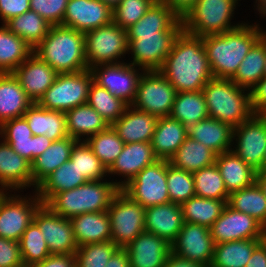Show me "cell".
Segmentation results:
<instances>
[{
	"mask_svg": "<svg viewBox=\"0 0 266 267\" xmlns=\"http://www.w3.org/2000/svg\"><path fill=\"white\" fill-rule=\"evenodd\" d=\"M158 71L177 92L201 91L214 78L202 37L184 30L176 37L170 53Z\"/></svg>",
	"mask_w": 266,
	"mask_h": 267,
	"instance_id": "1",
	"label": "cell"
},
{
	"mask_svg": "<svg viewBox=\"0 0 266 267\" xmlns=\"http://www.w3.org/2000/svg\"><path fill=\"white\" fill-rule=\"evenodd\" d=\"M245 21L234 30L202 37L214 78L231 79L266 29L258 20L249 22L246 19Z\"/></svg>",
	"mask_w": 266,
	"mask_h": 267,
	"instance_id": "2",
	"label": "cell"
},
{
	"mask_svg": "<svg viewBox=\"0 0 266 267\" xmlns=\"http://www.w3.org/2000/svg\"><path fill=\"white\" fill-rule=\"evenodd\" d=\"M33 53L58 74L88 69L85 58V34L62 25L51 26Z\"/></svg>",
	"mask_w": 266,
	"mask_h": 267,
	"instance_id": "3",
	"label": "cell"
},
{
	"mask_svg": "<svg viewBox=\"0 0 266 267\" xmlns=\"http://www.w3.org/2000/svg\"><path fill=\"white\" fill-rule=\"evenodd\" d=\"M120 188L109 178L87 181L71 190L54 194L44 205L64 218L89 212H104Z\"/></svg>",
	"mask_w": 266,
	"mask_h": 267,
	"instance_id": "4",
	"label": "cell"
},
{
	"mask_svg": "<svg viewBox=\"0 0 266 267\" xmlns=\"http://www.w3.org/2000/svg\"><path fill=\"white\" fill-rule=\"evenodd\" d=\"M208 115L235 128L253 114L250 91L231 79L212 78L203 87Z\"/></svg>",
	"mask_w": 266,
	"mask_h": 267,
	"instance_id": "5",
	"label": "cell"
},
{
	"mask_svg": "<svg viewBox=\"0 0 266 267\" xmlns=\"http://www.w3.org/2000/svg\"><path fill=\"white\" fill-rule=\"evenodd\" d=\"M242 0H197L182 18L183 30L204 37L234 30L245 21H233ZM238 8V9H237ZM232 20V21H231Z\"/></svg>",
	"mask_w": 266,
	"mask_h": 267,
	"instance_id": "6",
	"label": "cell"
},
{
	"mask_svg": "<svg viewBox=\"0 0 266 267\" xmlns=\"http://www.w3.org/2000/svg\"><path fill=\"white\" fill-rule=\"evenodd\" d=\"M182 30L183 22L181 18L168 31L127 34L128 55L131 57L127 62L145 71L159 70L170 53L176 37Z\"/></svg>",
	"mask_w": 266,
	"mask_h": 267,
	"instance_id": "7",
	"label": "cell"
},
{
	"mask_svg": "<svg viewBox=\"0 0 266 267\" xmlns=\"http://www.w3.org/2000/svg\"><path fill=\"white\" fill-rule=\"evenodd\" d=\"M30 192H0V237L19 242L43 204L36 191Z\"/></svg>",
	"mask_w": 266,
	"mask_h": 267,
	"instance_id": "8",
	"label": "cell"
},
{
	"mask_svg": "<svg viewBox=\"0 0 266 267\" xmlns=\"http://www.w3.org/2000/svg\"><path fill=\"white\" fill-rule=\"evenodd\" d=\"M126 55L128 56L127 32L116 23L112 22L85 33L88 69L100 64L125 62Z\"/></svg>",
	"mask_w": 266,
	"mask_h": 267,
	"instance_id": "9",
	"label": "cell"
},
{
	"mask_svg": "<svg viewBox=\"0 0 266 267\" xmlns=\"http://www.w3.org/2000/svg\"><path fill=\"white\" fill-rule=\"evenodd\" d=\"M92 82L90 69L76 73H59L37 103L48 110L66 112L87 103Z\"/></svg>",
	"mask_w": 266,
	"mask_h": 267,
	"instance_id": "10",
	"label": "cell"
},
{
	"mask_svg": "<svg viewBox=\"0 0 266 267\" xmlns=\"http://www.w3.org/2000/svg\"><path fill=\"white\" fill-rule=\"evenodd\" d=\"M107 212L110 218L111 241L119 248H125L145 231V208L121 190L112 199Z\"/></svg>",
	"mask_w": 266,
	"mask_h": 267,
	"instance_id": "11",
	"label": "cell"
},
{
	"mask_svg": "<svg viewBox=\"0 0 266 267\" xmlns=\"http://www.w3.org/2000/svg\"><path fill=\"white\" fill-rule=\"evenodd\" d=\"M177 91L158 71H144L139 79L136 97L131 106L160 117L170 116Z\"/></svg>",
	"mask_w": 266,
	"mask_h": 267,
	"instance_id": "12",
	"label": "cell"
},
{
	"mask_svg": "<svg viewBox=\"0 0 266 267\" xmlns=\"http://www.w3.org/2000/svg\"><path fill=\"white\" fill-rule=\"evenodd\" d=\"M167 160L146 166L120 190L144 208L170 203L167 186Z\"/></svg>",
	"mask_w": 266,
	"mask_h": 267,
	"instance_id": "13",
	"label": "cell"
},
{
	"mask_svg": "<svg viewBox=\"0 0 266 267\" xmlns=\"http://www.w3.org/2000/svg\"><path fill=\"white\" fill-rule=\"evenodd\" d=\"M231 150L255 171L262 167L266 150V114L254 113L233 128Z\"/></svg>",
	"mask_w": 266,
	"mask_h": 267,
	"instance_id": "14",
	"label": "cell"
},
{
	"mask_svg": "<svg viewBox=\"0 0 266 267\" xmlns=\"http://www.w3.org/2000/svg\"><path fill=\"white\" fill-rule=\"evenodd\" d=\"M90 71L96 84L131 106L136 97L139 79L145 70L125 61L96 65Z\"/></svg>",
	"mask_w": 266,
	"mask_h": 267,
	"instance_id": "15",
	"label": "cell"
},
{
	"mask_svg": "<svg viewBox=\"0 0 266 267\" xmlns=\"http://www.w3.org/2000/svg\"><path fill=\"white\" fill-rule=\"evenodd\" d=\"M215 243L210 229L195 223L184 222L176 239L171 243V252L186 260L210 267Z\"/></svg>",
	"mask_w": 266,
	"mask_h": 267,
	"instance_id": "16",
	"label": "cell"
},
{
	"mask_svg": "<svg viewBox=\"0 0 266 267\" xmlns=\"http://www.w3.org/2000/svg\"><path fill=\"white\" fill-rule=\"evenodd\" d=\"M33 221L43 234L50 254L76 253L78 245L75 242L70 219L53 213L42 204L35 212Z\"/></svg>",
	"mask_w": 266,
	"mask_h": 267,
	"instance_id": "17",
	"label": "cell"
},
{
	"mask_svg": "<svg viewBox=\"0 0 266 267\" xmlns=\"http://www.w3.org/2000/svg\"><path fill=\"white\" fill-rule=\"evenodd\" d=\"M215 244L247 239H260L265 227L254 217L226 205L221 216L211 225Z\"/></svg>",
	"mask_w": 266,
	"mask_h": 267,
	"instance_id": "18",
	"label": "cell"
},
{
	"mask_svg": "<svg viewBox=\"0 0 266 267\" xmlns=\"http://www.w3.org/2000/svg\"><path fill=\"white\" fill-rule=\"evenodd\" d=\"M157 160L159 159L155 156L150 142L127 143L121 154L107 169L108 178L121 189L146 166Z\"/></svg>",
	"mask_w": 266,
	"mask_h": 267,
	"instance_id": "19",
	"label": "cell"
},
{
	"mask_svg": "<svg viewBox=\"0 0 266 267\" xmlns=\"http://www.w3.org/2000/svg\"><path fill=\"white\" fill-rule=\"evenodd\" d=\"M0 138L21 157L32 163L52 143L45 135L33 136L26 119L18 117L0 126Z\"/></svg>",
	"mask_w": 266,
	"mask_h": 267,
	"instance_id": "20",
	"label": "cell"
},
{
	"mask_svg": "<svg viewBox=\"0 0 266 267\" xmlns=\"http://www.w3.org/2000/svg\"><path fill=\"white\" fill-rule=\"evenodd\" d=\"M113 22V9L99 0H69L62 26L81 33Z\"/></svg>",
	"mask_w": 266,
	"mask_h": 267,
	"instance_id": "21",
	"label": "cell"
},
{
	"mask_svg": "<svg viewBox=\"0 0 266 267\" xmlns=\"http://www.w3.org/2000/svg\"><path fill=\"white\" fill-rule=\"evenodd\" d=\"M34 191L31 163L0 138V192Z\"/></svg>",
	"mask_w": 266,
	"mask_h": 267,
	"instance_id": "22",
	"label": "cell"
},
{
	"mask_svg": "<svg viewBox=\"0 0 266 267\" xmlns=\"http://www.w3.org/2000/svg\"><path fill=\"white\" fill-rule=\"evenodd\" d=\"M26 95L37 103L54 83L58 73L32 53L14 72Z\"/></svg>",
	"mask_w": 266,
	"mask_h": 267,
	"instance_id": "23",
	"label": "cell"
},
{
	"mask_svg": "<svg viewBox=\"0 0 266 267\" xmlns=\"http://www.w3.org/2000/svg\"><path fill=\"white\" fill-rule=\"evenodd\" d=\"M130 267H164L171 244L164 238L144 231L124 248Z\"/></svg>",
	"mask_w": 266,
	"mask_h": 267,
	"instance_id": "24",
	"label": "cell"
},
{
	"mask_svg": "<svg viewBox=\"0 0 266 267\" xmlns=\"http://www.w3.org/2000/svg\"><path fill=\"white\" fill-rule=\"evenodd\" d=\"M184 224L180 204L167 203L145 208V231L172 243Z\"/></svg>",
	"mask_w": 266,
	"mask_h": 267,
	"instance_id": "25",
	"label": "cell"
},
{
	"mask_svg": "<svg viewBox=\"0 0 266 267\" xmlns=\"http://www.w3.org/2000/svg\"><path fill=\"white\" fill-rule=\"evenodd\" d=\"M157 121L156 116L128 106L124 114L111 126L125 144L151 142Z\"/></svg>",
	"mask_w": 266,
	"mask_h": 267,
	"instance_id": "26",
	"label": "cell"
},
{
	"mask_svg": "<svg viewBox=\"0 0 266 267\" xmlns=\"http://www.w3.org/2000/svg\"><path fill=\"white\" fill-rule=\"evenodd\" d=\"M191 139L202 143L217 155L231 151L233 127L217 119L208 117L187 128Z\"/></svg>",
	"mask_w": 266,
	"mask_h": 267,
	"instance_id": "27",
	"label": "cell"
},
{
	"mask_svg": "<svg viewBox=\"0 0 266 267\" xmlns=\"http://www.w3.org/2000/svg\"><path fill=\"white\" fill-rule=\"evenodd\" d=\"M32 104L13 73H0V126L22 117Z\"/></svg>",
	"mask_w": 266,
	"mask_h": 267,
	"instance_id": "28",
	"label": "cell"
},
{
	"mask_svg": "<svg viewBox=\"0 0 266 267\" xmlns=\"http://www.w3.org/2000/svg\"><path fill=\"white\" fill-rule=\"evenodd\" d=\"M76 244L111 241L110 218L107 211L89 212L70 218Z\"/></svg>",
	"mask_w": 266,
	"mask_h": 267,
	"instance_id": "29",
	"label": "cell"
},
{
	"mask_svg": "<svg viewBox=\"0 0 266 267\" xmlns=\"http://www.w3.org/2000/svg\"><path fill=\"white\" fill-rule=\"evenodd\" d=\"M77 140L67 136L52 141L51 145L31 163L34 191L58 167L70 159L72 148Z\"/></svg>",
	"mask_w": 266,
	"mask_h": 267,
	"instance_id": "30",
	"label": "cell"
},
{
	"mask_svg": "<svg viewBox=\"0 0 266 267\" xmlns=\"http://www.w3.org/2000/svg\"><path fill=\"white\" fill-rule=\"evenodd\" d=\"M187 127L178 120L167 117L158 118L155 131L151 139V146L159 160H168L174 155L185 141Z\"/></svg>",
	"mask_w": 266,
	"mask_h": 267,
	"instance_id": "31",
	"label": "cell"
},
{
	"mask_svg": "<svg viewBox=\"0 0 266 267\" xmlns=\"http://www.w3.org/2000/svg\"><path fill=\"white\" fill-rule=\"evenodd\" d=\"M23 117L26 119L33 136L45 135L52 141L68 136L65 112L48 110L38 103H33Z\"/></svg>",
	"mask_w": 266,
	"mask_h": 267,
	"instance_id": "32",
	"label": "cell"
},
{
	"mask_svg": "<svg viewBox=\"0 0 266 267\" xmlns=\"http://www.w3.org/2000/svg\"><path fill=\"white\" fill-rule=\"evenodd\" d=\"M65 115L67 134L77 141H86L110 126L88 103L66 111Z\"/></svg>",
	"mask_w": 266,
	"mask_h": 267,
	"instance_id": "33",
	"label": "cell"
},
{
	"mask_svg": "<svg viewBox=\"0 0 266 267\" xmlns=\"http://www.w3.org/2000/svg\"><path fill=\"white\" fill-rule=\"evenodd\" d=\"M215 164L220 170L229 194L250 187L256 182L257 171L240 159L232 150L217 155Z\"/></svg>",
	"mask_w": 266,
	"mask_h": 267,
	"instance_id": "34",
	"label": "cell"
},
{
	"mask_svg": "<svg viewBox=\"0 0 266 267\" xmlns=\"http://www.w3.org/2000/svg\"><path fill=\"white\" fill-rule=\"evenodd\" d=\"M87 182L70 159L54 170L36 189L38 198L45 204L54 194L71 190Z\"/></svg>",
	"mask_w": 266,
	"mask_h": 267,
	"instance_id": "35",
	"label": "cell"
},
{
	"mask_svg": "<svg viewBox=\"0 0 266 267\" xmlns=\"http://www.w3.org/2000/svg\"><path fill=\"white\" fill-rule=\"evenodd\" d=\"M216 156L217 154L207 146L187 136L169 159V163L178 169L193 173L213 165L216 161Z\"/></svg>",
	"mask_w": 266,
	"mask_h": 267,
	"instance_id": "36",
	"label": "cell"
},
{
	"mask_svg": "<svg viewBox=\"0 0 266 267\" xmlns=\"http://www.w3.org/2000/svg\"><path fill=\"white\" fill-rule=\"evenodd\" d=\"M265 66V30L260 39L252 46L231 80L240 88L251 90L264 74Z\"/></svg>",
	"mask_w": 266,
	"mask_h": 267,
	"instance_id": "37",
	"label": "cell"
},
{
	"mask_svg": "<svg viewBox=\"0 0 266 267\" xmlns=\"http://www.w3.org/2000/svg\"><path fill=\"white\" fill-rule=\"evenodd\" d=\"M32 53L22 38L0 25V73H13Z\"/></svg>",
	"mask_w": 266,
	"mask_h": 267,
	"instance_id": "38",
	"label": "cell"
},
{
	"mask_svg": "<svg viewBox=\"0 0 266 267\" xmlns=\"http://www.w3.org/2000/svg\"><path fill=\"white\" fill-rule=\"evenodd\" d=\"M170 117L187 128L209 117L205 96L201 91L177 92Z\"/></svg>",
	"mask_w": 266,
	"mask_h": 267,
	"instance_id": "39",
	"label": "cell"
},
{
	"mask_svg": "<svg viewBox=\"0 0 266 267\" xmlns=\"http://www.w3.org/2000/svg\"><path fill=\"white\" fill-rule=\"evenodd\" d=\"M260 239L237 240L215 244L210 267H245Z\"/></svg>",
	"mask_w": 266,
	"mask_h": 267,
	"instance_id": "40",
	"label": "cell"
},
{
	"mask_svg": "<svg viewBox=\"0 0 266 267\" xmlns=\"http://www.w3.org/2000/svg\"><path fill=\"white\" fill-rule=\"evenodd\" d=\"M227 201L191 197L181 204L184 222L195 223L210 228L211 225L221 216Z\"/></svg>",
	"mask_w": 266,
	"mask_h": 267,
	"instance_id": "41",
	"label": "cell"
},
{
	"mask_svg": "<svg viewBox=\"0 0 266 267\" xmlns=\"http://www.w3.org/2000/svg\"><path fill=\"white\" fill-rule=\"evenodd\" d=\"M4 25L33 49L46 37L51 27L44 18L32 10L11 18Z\"/></svg>",
	"mask_w": 266,
	"mask_h": 267,
	"instance_id": "42",
	"label": "cell"
},
{
	"mask_svg": "<svg viewBox=\"0 0 266 267\" xmlns=\"http://www.w3.org/2000/svg\"><path fill=\"white\" fill-rule=\"evenodd\" d=\"M181 18L166 4L156 0L145 15L126 29L127 34H148L170 30Z\"/></svg>",
	"mask_w": 266,
	"mask_h": 267,
	"instance_id": "43",
	"label": "cell"
},
{
	"mask_svg": "<svg viewBox=\"0 0 266 267\" xmlns=\"http://www.w3.org/2000/svg\"><path fill=\"white\" fill-rule=\"evenodd\" d=\"M227 205L254 217L266 228V197L256 182L229 194Z\"/></svg>",
	"mask_w": 266,
	"mask_h": 267,
	"instance_id": "44",
	"label": "cell"
},
{
	"mask_svg": "<svg viewBox=\"0 0 266 267\" xmlns=\"http://www.w3.org/2000/svg\"><path fill=\"white\" fill-rule=\"evenodd\" d=\"M193 180L196 196L228 201L229 193L215 163L193 172Z\"/></svg>",
	"mask_w": 266,
	"mask_h": 267,
	"instance_id": "45",
	"label": "cell"
},
{
	"mask_svg": "<svg viewBox=\"0 0 266 267\" xmlns=\"http://www.w3.org/2000/svg\"><path fill=\"white\" fill-rule=\"evenodd\" d=\"M87 103L95 109L107 122L112 125L125 112L128 105L112 96L107 89L94 81L91 83Z\"/></svg>",
	"mask_w": 266,
	"mask_h": 267,
	"instance_id": "46",
	"label": "cell"
},
{
	"mask_svg": "<svg viewBox=\"0 0 266 267\" xmlns=\"http://www.w3.org/2000/svg\"><path fill=\"white\" fill-rule=\"evenodd\" d=\"M86 143L106 169L121 154L125 145L111 125L106 130L89 137Z\"/></svg>",
	"mask_w": 266,
	"mask_h": 267,
	"instance_id": "47",
	"label": "cell"
},
{
	"mask_svg": "<svg viewBox=\"0 0 266 267\" xmlns=\"http://www.w3.org/2000/svg\"><path fill=\"white\" fill-rule=\"evenodd\" d=\"M70 160L87 181L106 180L108 173L106 167L93 153L86 141H77L72 148Z\"/></svg>",
	"mask_w": 266,
	"mask_h": 267,
	"instance_id": "48",
	"label": "cell"
},
{
	"mask_svg": "<svg viewBox=\"0 0 266 267\" xmlns=\"http://www.w3.org/2000/svg\"><path fill=\"white\" fill-rule=\"evenodd\" d=\"M19 247L23 263L35 264L42 262L49 255L46 240L38 225L32 221L19 240Z\"/></svg>",
	"mask_w": 266,
	"mask_h": 267,
	"instance_id": "49",
	"label": "cell"
},
{
	"mask_svg": "<svg viewBox=\"0 0 266 267\" xmlns=\"http://www.w3.org/2000/svg\"><path fill=\"white\" fill-rule=\"evenodd\" d=\"M166 178L170 202L181 205L196 196L192 172L178 169L167 160Z\"/></svg>",
	"mask_w": 266,
	"mask_h": 267,
	"instance_id": "50",
	"label": "cell"
},
{
	"mask_svg": "<svg viewBox=\"0 0 266 267\" xmlns=\"http://www.w3.org/2000/svg\"><path fill=\"white\" fill-rule=\"evenodd\" d=\"M118 249L112 241L81 245L75 253L76 267H105Z\"/></svg>",
	"mask_w": 266,
	"mask_h": 267,
	"instance_id": "51",
	"label": "cell"
},
{
	"mask_svg": "<svg viewBox=\"0 0 266 267\" xmlns=\"http://www.w3.org/2000/svg\"><path fill=\"white\" fill-rule=\"evenodd\" d=\"M156 0H121L113 9V22L128 29L139 21Z\"/></svg>",
	"mask_w": 266,
	"mask_h": 267,
	"instance_id": "52",
	"label": "cell"
},
{
	"mask_svg": "<svg viewBox=\"0 0 266 267\" xmlns=\"http://www.w3.org/2000/svg\"><path fill=\"white\" fill-rule=\"evenodd\" d=\"M69 0H30V10L35 11L51 26L62 25Z\"/></svg>",
	"mask_w": 266,
	"mask_h": 267,
	"instance_id": "53",
	"label": "cell"
},
{
	"mask_svg": "<svg viewBox=\"0 0 266 267\" xmlns=\"http://www.w3.org/2000/svg\"><path fill=\"white\" fill-rule=\"evenodd\" d=\"M22 263L19 242L0 237V267H15Z\"/></svg>",
	"mask_w": 266,
	"mask_h": 267,
	"instance_id": "54",
	"label": "cell"
},
{
	"mask_svg": "<svg viewBox=\"0 0 266 267\" xmlns=\"http://www.w3.org/2000/svg\"><path fill=\"white\" fill-rule=\"evenodd\" d=\"M30 10V0H0V23Z\"/></svg>",
	"mask_w": 266,
	"mask_h": 267,
	"instance_id": "55",
	"label": "cell"
},
{
	"mask_svg": "<svg viewBox=\"0 0 266 267\" xmlns=\"http://www.w3.org/2000/svg\"><path fill=\"white\" fill-rule=\"evenodd\" d=\"M250 100L254 113H266V76L250 90Z\"/></svg>",
	"mask_w": 266,
	"mask_h": 267,
	"instance_id": "56",
	"label": "cell"
},
{
	"mask_svg": "<svg viewBox=\"0 0 266 267\" xmlns=\"http://www.w3.org/2000/svg\"><path fill=\"white\" fill-rule=\"evenodd\" d=\"M33 267H76L75 253L50 254L42 262L33 264Z\"/></svg>",
	"mask_w": 266,
	"mask_h": 267,
	"instance_id": "57",
	"label": "cell"
},
{
	"mask_svg": "<svg viewBox=\"0 0 266 267\" xmlns=\"http://www.w3.org/2000/svg\"><path fill=\"white\" fill-rule=\"evenodd\" d=\"M173 10L180 18H183L195 5L197 0H159Z\"/></svg>",
	"mask_w": 266,
	"mask_h": 267,
	"instance_id": "58",
	"label": "cell"
},
{
	"mask_svg": "<svg viewBox=\"0 0 266 267\" xmlns=\"http://www.w3.org/2000/svg\"><path fill=\"white\" fill-rule=\"evenodd\" d=\"M245 267H266V249L261 243L254 249Z\"/></svg>",
	"mask_w": 266,
	"mask_h": 267,
	"instance_id": "59",
	"label": "cell"
},
{
	"mask_svg": "<svg viewBox=\"0 0 266 267\" xmlns=\"http://www.w3.org/2000/svg\"><path fill=\"white\" fill-rule=\"evenodd\" d=\"M105 267H130L129 256L124 248H119Z\"/></svg>",
	"mask_w": 266,
	"mask_h": 267,
	"instance_id": "60",
	"label": "cell"
},
{
	"mask_svg": "<svg viewBox=\"0 0 266 267\" xmlns=\"http://www.w3.org/2000/svg\"><path fill=\"white\" fill-rule=\"evenodd\" d=\"M164 267H204V266L197 262L186 260L170 252L166 259Z\"/></svg>",
	"mask_w": 266,
	"mask_h": 267,
	"instance_id": "61",
	"label": "cell"
},
{
	"mask_svg": "<svg viewBox=\"0 0 266 267\" xmlns=\"http://www.w3.org/2000/svg\"><path fill=\"white\" fill-rule=\"evenodd\" d=\"M253 3V10L259 15V20H266V0H254Z\"/></svg>",
	"mask_w": 266,
	"mask_h": 267,
	"instance_id": "62",
	"label": "cell"
},
{
	"mask_svg": "<svg viewBox=\"0 0 266 267\" xmlns=\"http://www.w3.org/2000/svg\"><path fill=\"white\" fill-rule=\"evenodd\" d=\"M256 183L259 185L266 197V171H257Z\"/></svg>",
	"mask_w": 266,
	"mask_h": 267,
	"instance_id": "63",
	"label": "cell"
},
{
	"mask_svg": "<svg viewBox=\"0 0 266 267\" xmlns=\"http://www.w3.org/2000/svg\"><path fill=\"white\" fill-rule=\"evenodd\" d=\"M99 1L103 2L104 4L114 9L120 3L121 0H99Z\"/></svg>",
	"mask_w": 266,
	"mask_h": 267,
	"instance_id": "64",
	"label": "cell"
},
{
	"mask_svg": "<svg viewBox=\"0 0 266 267\" xmlns=\"http://www.w3.org/2000/svg\"><path fill=\"white\" fill-rule=\"evenodd\" d=\"M260 243L266 249V228L264 229L263 234H262V236L260 238Z\"/></svg>",
	"mask_w": 266,
	"mask_h": 267,
	"instance_id": "65",
	"label": "cell"
},
{
	"mask_svg": "<svg viewBox=\"0 0 266 267\" xmlns=\"http://www.w3.org/2000/svg\"><path fill=\"white\" fill-rule=\"evenodd\" d=\"M258 171H266V150H265L264 159L262 161V167Z\"/></svg>",
	"mask_w": 266,
	"mask_h": 267,
	"instance_id": "66",
	"label": "cell"
},
{
	"mask_svg": "<svg viewBox=\"0 0 266 267\" xmlns=\"http://www.w3.org/2000/svg\"><path fill=\"white\" fill-rule=\"evenodd\" d=\"M264 74L266 76V30H265V66H264Z\"/></svg>",
	"mask_w": 266,
	"mask_h": 267,
	"instance_id": "67",
	"label": "cell"
},
{
	"mask_svg": "<svg viewBox=\"0 0 266 267\" xmlns=\"http://www.w3.org/2000/svg\"><path fill=\"white\" fill-rule=\"evenodd\" d=\"M15 267H33V265L32 264L22 263V264H20L18 266H15Z\"/></svg>",
	"mask_w": 266,
	"mask_h": 267,
	"instance_id": "68",
	"label": "cell"
}]
</instances>
